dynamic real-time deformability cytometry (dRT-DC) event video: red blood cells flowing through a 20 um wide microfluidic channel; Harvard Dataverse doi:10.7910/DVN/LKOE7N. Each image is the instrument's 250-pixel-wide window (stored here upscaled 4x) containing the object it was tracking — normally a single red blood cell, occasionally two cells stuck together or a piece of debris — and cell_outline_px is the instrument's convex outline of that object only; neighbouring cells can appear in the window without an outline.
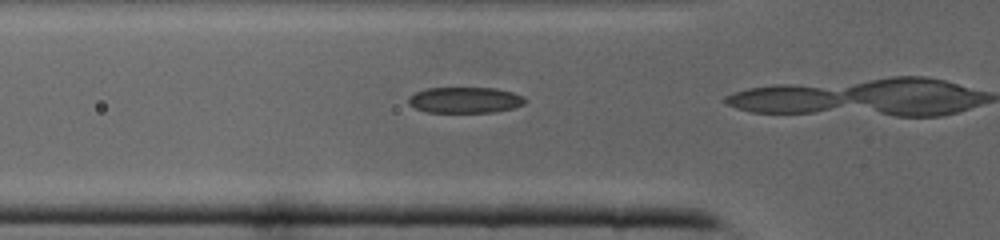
{"species": "common noctule bat (a hibernating species)", "species_latin": "Nyctalus noctula", "temperature_condition": "cold", "stored_images_in_passage": 11, "camera_frame_rate_fps": 3000, "um_per_image_px": 0.085, "animal": {"sex": "male", "body_mass_g": 19.0, "forearm_length_mm": 50.8}, "frame": {"image": 1, "passage_image": 10, "time_ms": 3.0, "image_size_px": [1000, 240], "cell_outline_px": [[528, 100], [524, 104], [512, 108], [496, 112], [428, 112], [416, 108], [408, 104], [408, 96], [416, 92], [428, 88], [496, 88], [512, 92], [524, 96]], "centroid_in_image_um": [39.55, 8.5], "position_along_channel_um": 86.3, "area_um2": 17.69}}